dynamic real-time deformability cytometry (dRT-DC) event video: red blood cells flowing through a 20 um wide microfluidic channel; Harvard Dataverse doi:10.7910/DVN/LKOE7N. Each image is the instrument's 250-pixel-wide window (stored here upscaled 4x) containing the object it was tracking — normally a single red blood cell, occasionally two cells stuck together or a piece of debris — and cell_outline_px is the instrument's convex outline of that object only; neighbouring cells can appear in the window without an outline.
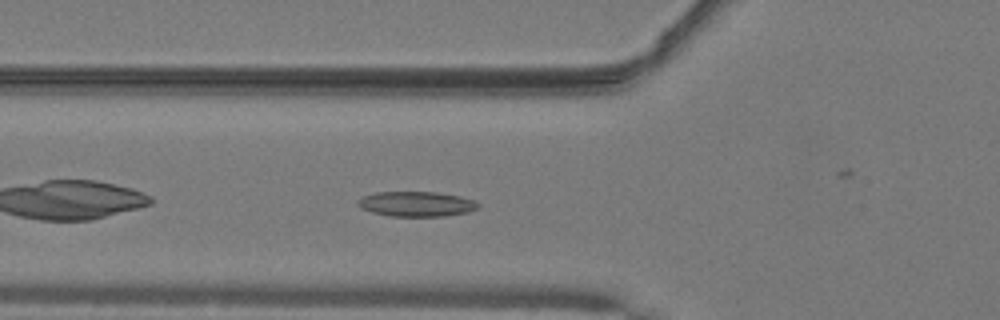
{"species": "common noctule bat (a hibernating species)", "species_latin": "Nyctalus noctula", "temperature_condition": "warm", "stored_images_in_passage": 4, "segment_of_instrument_passage": [1, 2], "camera_frame_rate_fps": 3000, "um_per_image_px": 0.085, "animal": {"sex": "male", "body_mass_g": 19.2, "forearm_length_mm": 51.8}, "frame": {"image": 1, "passage_image": 3, "time_ms": 0.667, "image_size_px": [1000, 320], "cell_outline_px": [[480, 204], [476, 208], [468, 212], [444, 216], [392, 216], [372, 212], [360, 208], [356, 204], [364, 196], [376, 192], [436, 192], [460, 196], [472, 200]], "centroid_in_image_um": [35.38, 17.34], "position_along_channel_um": 90.4, "area_um2": 17.34}}